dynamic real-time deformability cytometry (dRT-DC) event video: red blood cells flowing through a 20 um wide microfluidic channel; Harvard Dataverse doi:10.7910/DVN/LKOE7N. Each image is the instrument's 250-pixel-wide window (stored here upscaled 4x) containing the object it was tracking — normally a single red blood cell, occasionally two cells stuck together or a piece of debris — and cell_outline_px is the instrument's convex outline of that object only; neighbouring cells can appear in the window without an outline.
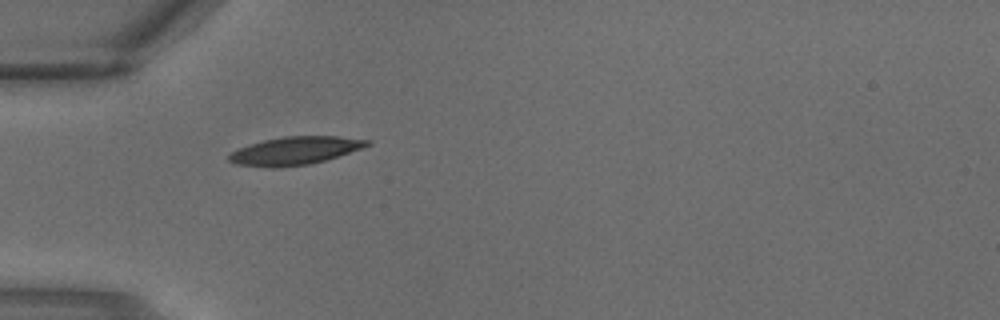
{"species": "common noctule bat (a hibernating species)", "species_latin": "Nyctalus noctula", "temperature_condition": "warm", "stored_images_in_passage": 3, "camera_frame_rate_fps": 3000, "um_per_image_px": 0.085, "animal": {"sex": "male", "body_mass_g": 18.8}, "frame": {"image": 1, "passage_image": 3, "time_ms": 0.667, "image_size_px": [1000, 320], "cell_outline_px": [[372, 144], [324, 160], [308, 164], [276, 168], [272, 168], [236, 164], [228, 160], [228, 156], [232, 152], [240, 148], [264, 140], [284, 136], [340, 136], [372, 140]], "centroid_in_image_um": [25.08, 12.8], "position_along_channel_um": 59.9, "area_um2": 22.25}}